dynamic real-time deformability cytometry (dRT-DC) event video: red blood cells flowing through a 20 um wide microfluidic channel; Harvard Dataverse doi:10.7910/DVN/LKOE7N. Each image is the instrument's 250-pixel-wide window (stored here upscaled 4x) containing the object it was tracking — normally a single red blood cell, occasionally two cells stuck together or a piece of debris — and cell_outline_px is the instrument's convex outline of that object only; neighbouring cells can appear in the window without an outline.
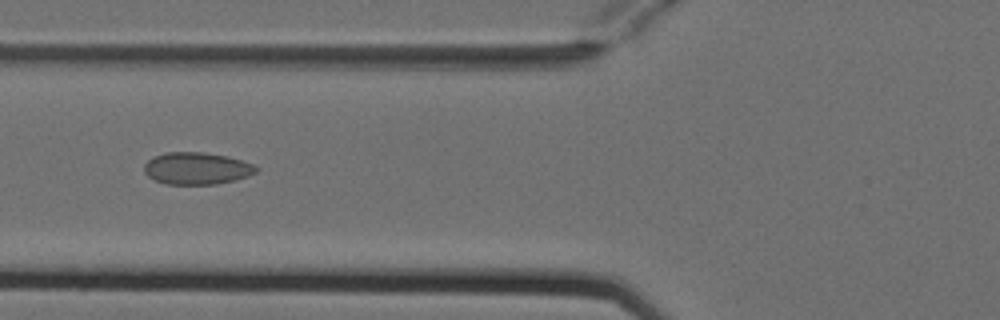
{"species": "Egyptian fruit bat (a non-hibernating species)", "species_latin": "Rousettus aegyptiacus", "temperature_condition": "cold", "stored_images_in_passage": 6, "camera_frame_rate_fps": 3000, "um_per_image_px": 0.085, "animal": {"sex": "female"}, "frame": {"image": 1, "passage_image": 6, "time_ms": 1.667, "image_size_px": [1000, 320], "cell_outline_px": [[260, 168], [256, 172], [248, 176], [236, 180], [216, 184], [168, 184], [156, 180], [148, 176], [144, 172], [144, 164], [152, 156], [164, 152], [204, 152], [228, 156], [252, 164]], "centroid_in_image_um": [16.72, 14.3], "position_along_channel_um": 109.1, "area_um2": 21.04}}